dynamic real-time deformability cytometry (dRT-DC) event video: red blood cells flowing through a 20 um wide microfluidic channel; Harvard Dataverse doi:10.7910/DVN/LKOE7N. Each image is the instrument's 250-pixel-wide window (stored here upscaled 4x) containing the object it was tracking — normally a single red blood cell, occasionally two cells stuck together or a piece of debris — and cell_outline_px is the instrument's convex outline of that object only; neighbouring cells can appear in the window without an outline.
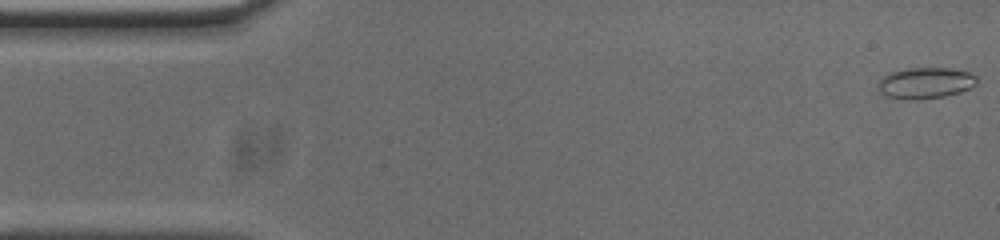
{"species": "common noctule bat (a hibernating species)", "species_latin": "Nyctalus noctula", "temperature_condition": "cold", "stored_images_in_passage": 53, "camera_frame_rate_fps": 3000, "um_per_image_px": 0.085, "animal": {"sex": "male", "body_mass_g": 20.0, "forearm_length_mm": 53.3}, "frame": {"image": 1, "passage_image": 1, "time_ms": 0.0, "image_size_px": [1000, 240], "cell_outline_px": [[976, 84], [960, 92], [944, 96], [916, 100], [900, 100], [888, 96], [880, 92], [880, 80], [884, 76], [892, 72], [908, 68], [948, 68], [968, 72], [976, 76]], "centroid_in_image_um": [78.66, 7.06], "position_along_channel_um": 6.3, "area_um2": 17.69}}
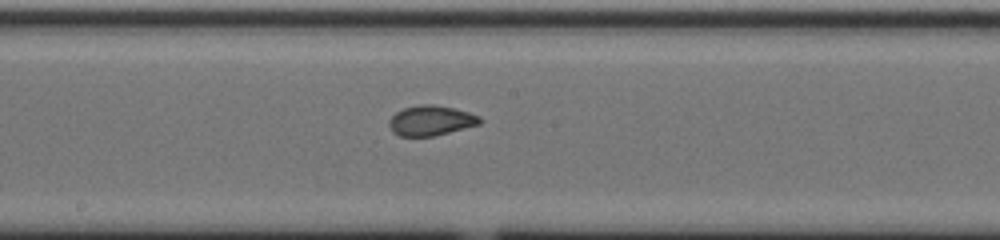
{"frame": {"image": 2, "passage_image": 27, "time_ms": 8.667, "image_size_px": [1000, 240], "cell_outline_px": [[484, 120], [480, 124], [432, 136], [400, 136], [392, 132], [388, 124], [388, 120], [396, 112], [404, 108], [420, 104], [432, 104], [452, 108], [468, 112], [480, 116]], "centroid_in_image_um": [36.61, 10.24], "position_along_channel_um": 211.6, "area_um2": 15.84}}
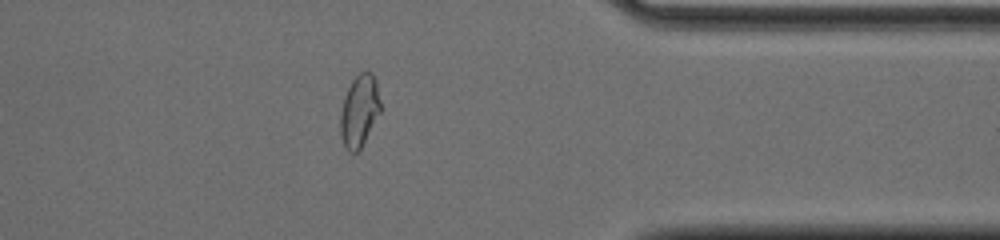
{"frame": {"image": 3, "passage_image": 42, "time_ms": 13.667, "image_size_px": [1000, 240], "cell_outline_px": [[380, 112], [360, 148], [356, 152], [348, 152], [340, 136], [340, 112], [344, 96], [352, 80], [360, 72], [372, 72], [376, 80], [380, 100]], "centroid_in_image_um": [30.53, 9.4], "position_along_channel_um": 380.9, "area_um2": 16.7}, "authors_computed_cell_mechanics": {"area_um2": 16.762, "velocity_mm_per_s": 3.7493, "shape_relaxation_time_tau1_ms": 10.4242, "shape_relaxation_time_tau2_ms": 0.977, "deformation_change_tau1": 0.2459, "deformation_change_tau2": 0.0626}}